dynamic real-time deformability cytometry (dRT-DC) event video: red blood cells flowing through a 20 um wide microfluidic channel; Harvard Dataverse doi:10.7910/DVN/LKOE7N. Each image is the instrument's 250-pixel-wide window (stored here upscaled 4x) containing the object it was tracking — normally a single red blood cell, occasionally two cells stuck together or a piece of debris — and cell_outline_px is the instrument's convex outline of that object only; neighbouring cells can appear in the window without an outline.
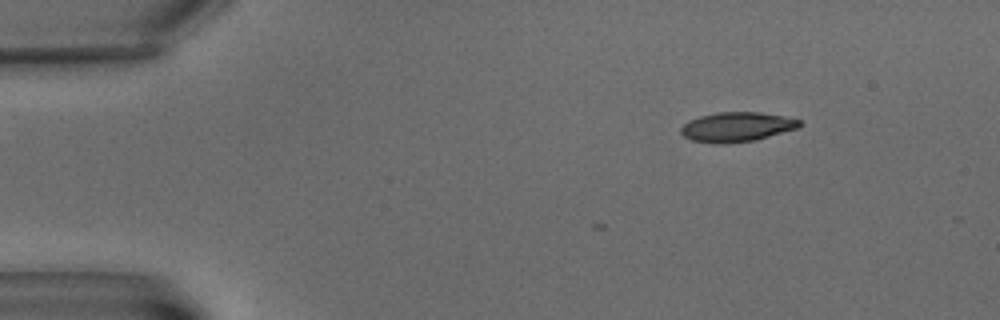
{"species": "common noctule bat (a hibernating species)", "species_latin": "Nyctalus noctula", "temperature_condition": "warm", "stored_images_in_passage": 7, "camera_frame_rate_fps": 3000, "um_per_image_px": 0.085, "animal": {"sex": "male", "body_mass_g": 15.6}, "frame": {"image": 1, "passage_image": 1, "time_ms": 0.0, "image_size_px": [1000, 320], "cell_outline_px": [[804, 124], [796, 128], [756, 140], [724, 144], [716, 144], [692, 140], [684, 136], [680, 132], [680, 128], [688, 120], [700, 116], [716, 112], [760, 112], [784, 116], [800, 120]], "centroid_in_image_um": [62.61, 10.79], "position_along_channel_um": 22.4, "area_um2": 20.52}}
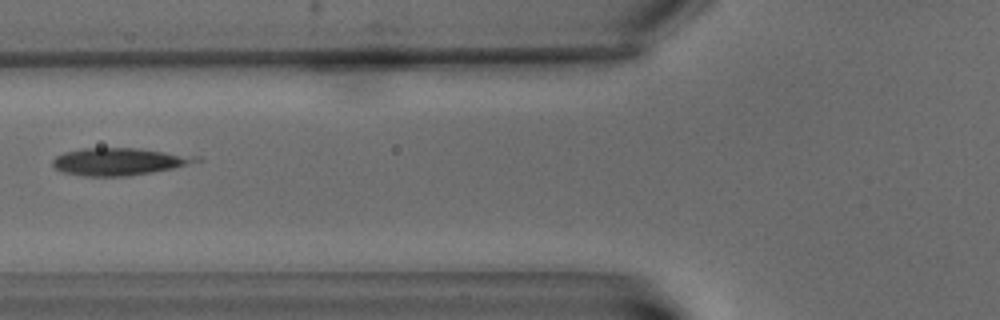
{"frame": {"image": 2, "passage_image": 4, "time_ms": 6.0, "image_size_px": [1000, 320], "cell_outline_px": [[204, 160], [172, 168], [152, 172], [128, 176], [84, 176], [60, 172], [52, 164], [52, 160], [56, 156], [64, 152], [80, 148], [136, 148], [200, 156]], "centroid_in_image_um": [10.1, 13.73], "position_along_channel_um": 115.7, "area_um2": 22.95}}
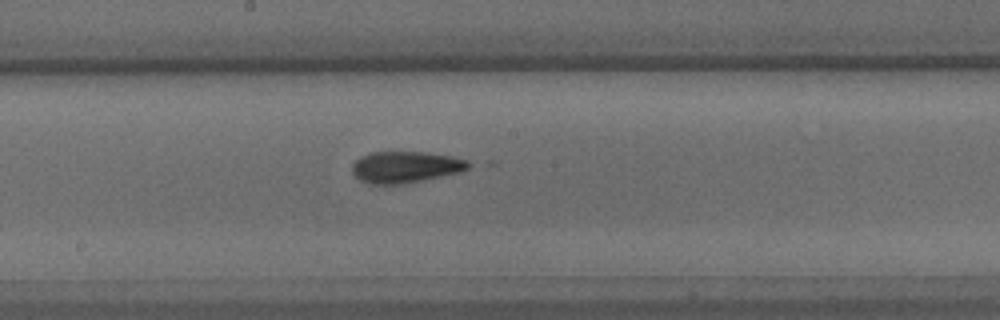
{"frame": {"image": 3, "passage_image": 7, "time_ms": 9.333, "image_size_px": [1000, 320], "cell_outline_px": [[476, 164], [460, 172], [404, 184], [368, 184], [360, 180], [352, 172], [352, 164], [360, 156], [372, 152], [424, 152], [452, 156], [468, 160]], "centroid_in_image_um": [34.49, 14.19], "position_along_channel_um": 213.7, "area_um2": 21.5}}